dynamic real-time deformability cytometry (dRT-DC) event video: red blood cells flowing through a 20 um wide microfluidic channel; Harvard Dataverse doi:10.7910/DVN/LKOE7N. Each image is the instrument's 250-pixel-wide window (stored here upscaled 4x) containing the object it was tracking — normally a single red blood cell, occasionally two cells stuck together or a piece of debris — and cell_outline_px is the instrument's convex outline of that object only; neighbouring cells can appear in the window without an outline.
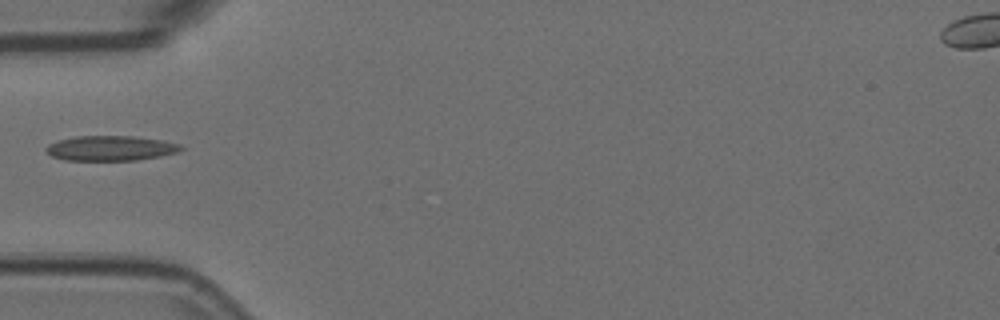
{"species": "Egyptian fruit bat (a non-hibernating species)", "species_latin": "Rousettus aegyptiacus", "temperature_condition": "room temperature", "stored_images_in_passage": 4, "camera_frame_rate_fps": 3000, "um_per_image_px": 0.085, "animal": {"sex": "female"}, "frame": {"image": 1, "passage_image": 4, "time_ms": 1.0, "image_size_px": [1000, 320], "cell_outline_px": [[184, 148], [176, 152], [160, 156], [136, 160], [64, 160], [52, 156], [44, 148], [48, 144], [60, 140], [76, 136], [132, 136], [164, 140], [180, 144]], "centroid_in_image_um": [9.41, 12.59], "position_along_channel_um": 75.6, "area_um2": 19.54}}